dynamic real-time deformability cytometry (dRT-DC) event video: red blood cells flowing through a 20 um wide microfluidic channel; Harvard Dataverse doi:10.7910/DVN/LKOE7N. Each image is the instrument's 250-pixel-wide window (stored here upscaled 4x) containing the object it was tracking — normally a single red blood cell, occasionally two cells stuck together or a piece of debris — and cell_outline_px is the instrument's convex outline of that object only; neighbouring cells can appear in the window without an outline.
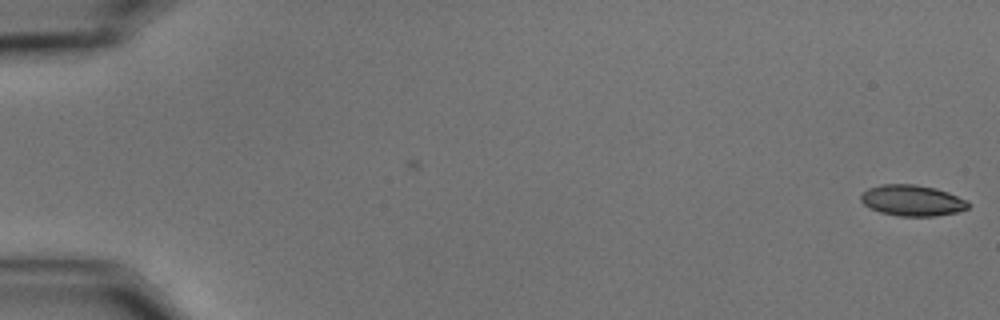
{"species": "common noctule bat (a hibernating species)", "species_latin": "Nyctalus noctula", "temperature_condition": "cold", "stored_images_in_passage": 2, "camera_frame_rate_fps": 3000, "um_per_image_px": 0.085, "animal": {"sex": "male", "body_mass_g": 15.6}, "frame": {"image": 1, "passage_image": 2, "time_ms": 0.333, "image_size_px": [1000, 320], "cell_outline_px": [[968, 208], [956, 212], [936, 216], [900, 216], [880, 212], [868, 208], [860, 200], [860, 196], [868, 188], [880, 184], [916, 184], [936, 188], [948, 192], [968, 200]], "centroid_in_image_um": [77.52, 17.03], "position_along_channel_um": 7.5, "area_um2": 19.48}}